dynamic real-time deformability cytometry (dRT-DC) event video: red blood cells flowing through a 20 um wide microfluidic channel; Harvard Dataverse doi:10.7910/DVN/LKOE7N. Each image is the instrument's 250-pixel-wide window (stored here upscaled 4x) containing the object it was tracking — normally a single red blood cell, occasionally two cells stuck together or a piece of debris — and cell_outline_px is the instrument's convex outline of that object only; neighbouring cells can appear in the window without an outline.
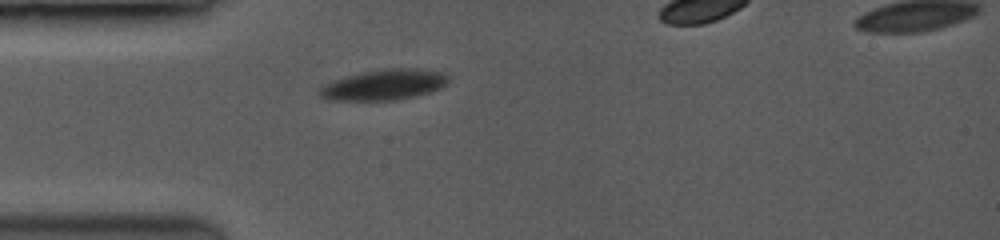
{"species": "common noctule bat (a hibernating species)", "species_latin": "Nyctalus noctula", "temperature_condition": "room temperature", "stored_images_in_passage": 35, "camera_frame_rate_fps": 3500, "um_per_image_px": 0.085, "animal": {"sex": "female", "body_mass_g": 19.0, "forearm_length_mm": 53.3}, "frame": {"image": 1, "passage_image": 1, "time_ms": 0.0, "image_size_px": [1000, 240], "cell_outline_px": [[448, 80], [440, 88], [428, 92], [412, 96], [392, 100], [336, 100], [320, 96], [320, 88], [336, 80], [348, 76], [364, 72], [392, 68], [400, 68], [440, 72]], "centroid_in_image_um": [32.62, 7.22], "position_along_channel_um": 52.4, "area_um2": 21.73}}
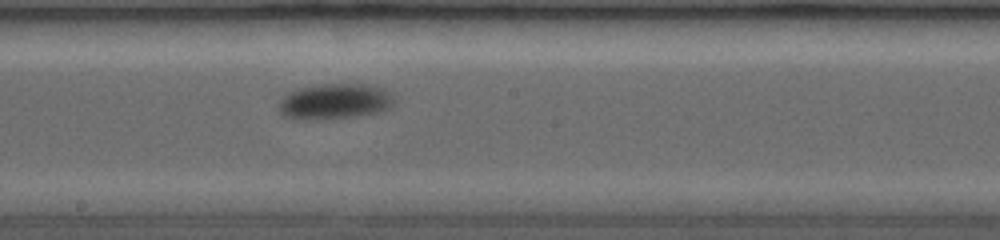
{"frame": {"image": 2, "passage_image": 19, "time_ms": 4.571, "image_size_px": [1000, 240], "cell_outline_px": [[392, 100], [384, 108], [372, 112], [344, 116], [284, 116], [280, 112], [280, 104], [292, 92], [304, 88], [320, 84], [364, 84], [380, 88]], "centroid_in_image_um": [28.43, 8.55], "position_along_channel_um": 219.8, "area_um2": 21.15}}
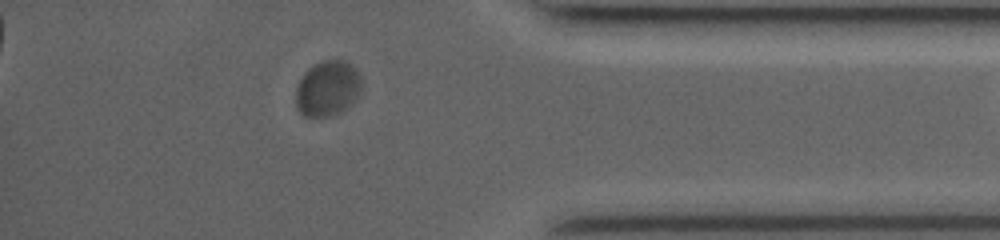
{"frame": {"image": 3, "passage_image": 34, "time_ms": 9.714, "image_size_px": [1000, 240], "cell_outline_px": [[360, 88], [356, 100], [348, 108], [340, 112], [328, 116], [304, 116], [296, 108], [296, 88], [304, 72], [308, 68], [320, 60], [344, 60], [360, 76]], "centroid_in_image_um": [27.81, 7.53], "position_along_channel_um": 407.4, "area_um2": 21.1}}